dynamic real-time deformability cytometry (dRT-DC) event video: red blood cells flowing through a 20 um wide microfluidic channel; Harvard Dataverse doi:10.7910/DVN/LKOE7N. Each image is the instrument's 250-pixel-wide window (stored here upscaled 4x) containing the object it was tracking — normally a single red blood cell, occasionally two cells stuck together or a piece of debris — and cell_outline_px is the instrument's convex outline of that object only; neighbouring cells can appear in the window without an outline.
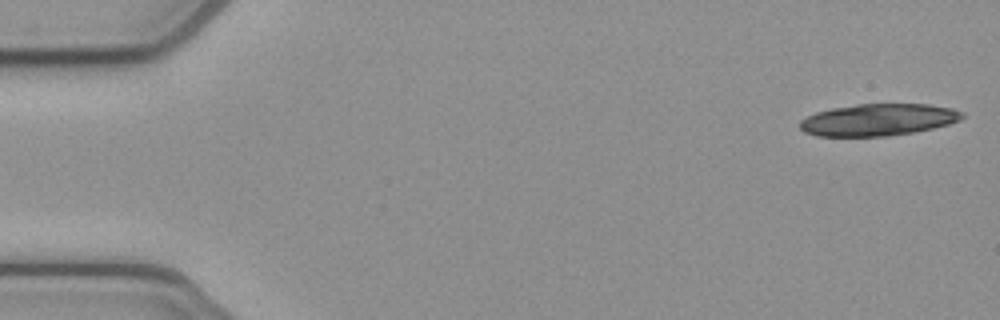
{"species": "common noctule bat (a hibernating species)", "species_latin": "Nyctalus noctula", "temperature_condition": "cold", "stored_images_in_passage": 18, "camera_frame_rate_fps": 3000, "um_per_image_px": 0.085, "animal": {"sex": "female", "body_mass_g": 21.9}, "frame": {"image": 1, "passage_image": 1, "time_ms": 0.0, "image_size_px": [1000, 320], "cell_outline_px": [[964, 116], [960, 120], [948, 124], [932, 128], [912, 132], [888, 136], [816, 136], [804, 132], [800, 128], [800, 120], [816, 112], [832, 108], [856, 104], [928, 104], [952, 108], [964, 112]], "centroid_in_image_um": [74.64, 10.18], "position_along_channel_um": 10.4, "area_um2": 30.17}}